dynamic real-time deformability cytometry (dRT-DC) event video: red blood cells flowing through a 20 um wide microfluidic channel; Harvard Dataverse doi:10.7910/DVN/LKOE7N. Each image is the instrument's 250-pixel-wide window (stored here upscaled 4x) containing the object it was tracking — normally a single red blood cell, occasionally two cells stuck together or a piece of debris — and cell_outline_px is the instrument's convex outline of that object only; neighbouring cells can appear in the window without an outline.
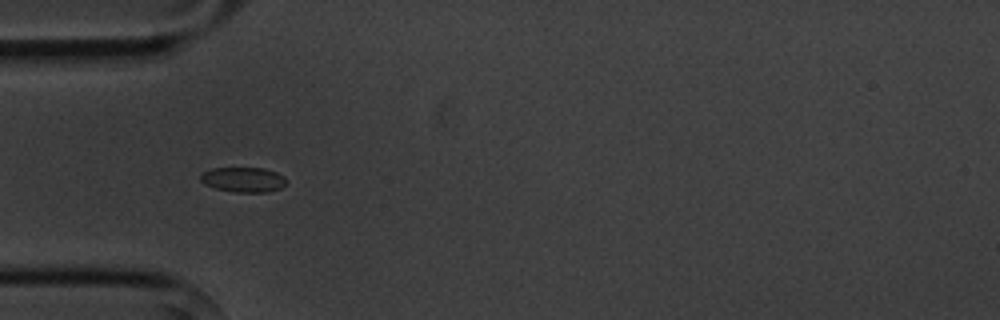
{"species": "common noctule bat (a hibernating species)", "species_latin": "Nyctalus noctula", "temperature_condition": "cold", "stored_images_in_passage": 4, "camera_frame_rate_fps": 3000, "um_per_image_px": 0.085, "animal": {"sex": "male", "body_mass_g": 20.1, "forearm_length_mm": 53.5}, "frame": {"image": 1, "passage_image": 3, "time_ms": 3.333, "image_size_px": [1000, 320], "cell_outline_px": [[284, 184], [280, 188], [268, 192], [236, 192], [216, 188], [204, 184], [200, 180], [200, 176], [204, 172], [212, 168], [264, 168], [276, 172], [284, 176]], "centroid_in_image_um": [20.67, 15.26], "position_along_channel_um": 64.3, "area_um2": 12.31}}
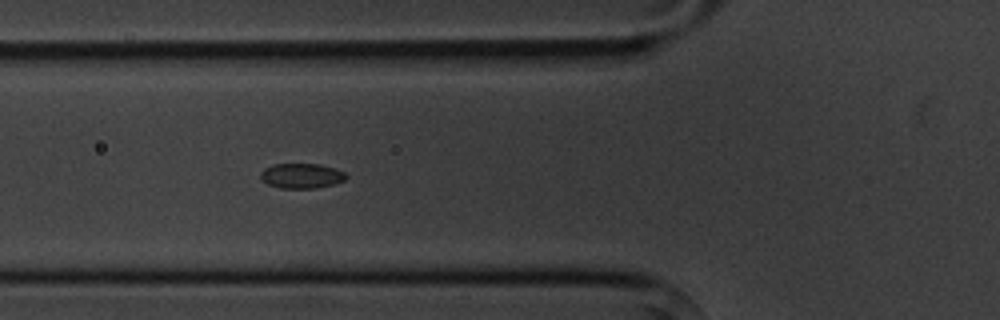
{"frame": {"image": 2, "passage_image": 4, "time_ms": 4.333, "image_size_px": [1000, 320], "cell_outline_px": [[348, 176], [344, 180], [332, 184], [312, 188], [280, 188], [268, 184], [260, 176], [260, 172], [264, 168], [272, 164], [320, 164], [336, 168], [344, 172]], "centroid_in_image_um": [25.62, 14.93], "position_along_channel_um": 100.2, "area_um2": 12.37}}